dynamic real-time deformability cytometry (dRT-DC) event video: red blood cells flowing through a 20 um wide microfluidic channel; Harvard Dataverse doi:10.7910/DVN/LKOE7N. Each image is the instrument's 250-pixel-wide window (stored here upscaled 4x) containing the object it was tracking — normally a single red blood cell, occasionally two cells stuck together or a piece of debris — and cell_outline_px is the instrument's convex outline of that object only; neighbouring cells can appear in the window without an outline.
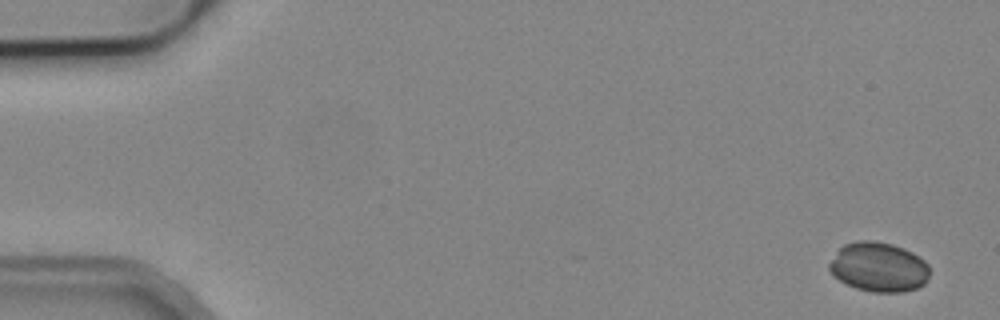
{"species": "common noctule bat (a hibernating species)", "species_latin": "Nyctalus noctula", "temperature_condition": "cold", "stored_images_in_passage": 2, "camera_frame_rate_fps": 3000, "um_per_image_px": 0.085, "animal": {"sex": "male", "body_mass_g": 19.2, "forearm_length_mm": 51.8}, "frame": {"image": 1, "passage_image": 2, "time_ms": 1.333, "image_size_px": [1000, 320], "cell_outline_px": [[928, 276], [924, 284], [916, 288], [904, 292], [872, 292], [856, 288], [840, 280], [828, 268], [828, 264], [836, 252], [844, 244], [856, 240], [872, 240], [892, 244], [904, 248], [912, 252], [924, 260], [928, 264]], "centroid_in_image_um": [74.69, 22.69], "position_along_channel_um": 10.3, "area_um2": 28.9}}